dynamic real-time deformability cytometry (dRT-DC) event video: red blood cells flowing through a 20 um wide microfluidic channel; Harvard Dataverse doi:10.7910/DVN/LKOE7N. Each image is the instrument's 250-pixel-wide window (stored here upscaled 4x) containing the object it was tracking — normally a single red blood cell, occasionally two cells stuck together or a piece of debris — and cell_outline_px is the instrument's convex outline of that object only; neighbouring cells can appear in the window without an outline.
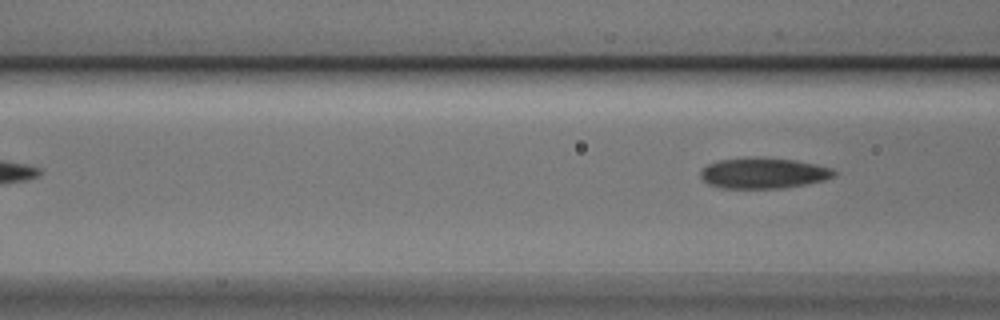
{"species": "Egyptian fruit bat (a non-hibernating species)", "species_latin": "Rousettus aegyptiacus", "temperature_condition": "cold", "stored_images_in_passage": 4, "camera_frame_rate_fps": 3000, "um_per_image_px": 0.085, "animal": {"sex": "male"}, "frame": {"image": 1, "passage_image": 4, "time_ms": 1.0, "image_size_px": [1000, 320], "cell_outline_px": [[836, 176], [824, 180], [784, 188], [720, 188], [708, 184], [700, 176], [700, 172], [708, 164], [720, 160], [796, 160], [832, 168], [836, 172]], "centroid_in_image_um": [64.92, 14.77], "position_along_channel_um": 101.7, "area_um2": 22.89}}